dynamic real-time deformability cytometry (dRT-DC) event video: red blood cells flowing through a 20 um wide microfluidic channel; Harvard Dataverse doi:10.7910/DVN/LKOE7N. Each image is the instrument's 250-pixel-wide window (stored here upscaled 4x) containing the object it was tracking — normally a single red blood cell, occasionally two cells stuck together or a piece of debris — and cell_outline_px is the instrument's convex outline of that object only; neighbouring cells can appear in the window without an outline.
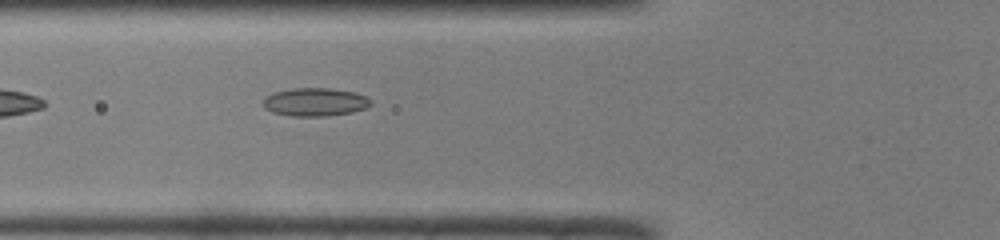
{"species": "common noctule bat (a hibernating species)", "species_latin": "Nyctalus noctula", "temperature_condition": "room temperature", "stored_images_in_passage": 35, "camera_frame_rate_fps": 3000, "um_per_image_px": 0.085, "animal": {"sex": "male", "body_mass_g": 19.0, "forearm_length_mm": 50.8}, "frame": {"image": 1, "passage_image": 4, "time_ms": 1.0, "image_size_px": [1000, 240], "cell_outline_px": [[372, 104], [364, 108], [352, 112], [324, 116], [292, 116], [272, 112], [264, 108], [260, 104], [264, 96], [272, 92], [292, 88], [332, 88], [356, 92], [372, 100]], "centroid_in_image_um": [26.72, 8.66], "position_along_channel_um": 99.1, "area_um2": 17.98}}
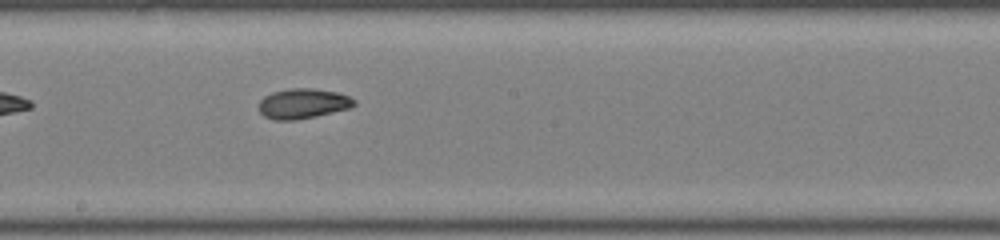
{"frame": {"image": 2, "passage_image": 13, "time_ms": 4.0, "image_size_px": [1000, 240], "cell_outline_px": [[356, 104], [348, 108], [316, 116], [296, 120], [272, 120], [264, 116], [260, 112], [260, 100], [264, 96], [272, 92], [288, 88], [312, 88], [336, 92], [348, 96], [356, 100]], "centroid_in_image_um": [25.73, 8.8], "position_along_channel_um": 222.5, "area_um2": 16.65}}
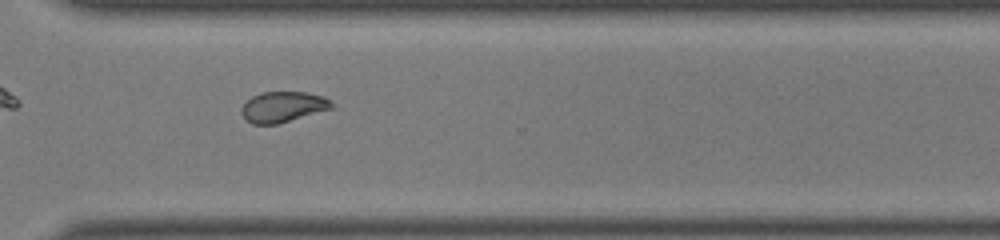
{"frame": {"image": 3, "passage_image": 22, "time_ms": 7.0, "image_size_px": [1000, 240], "cell_outline_px": [[332, 108], [276, 124], [252, 124], [240, 112], [240, 108], [252, 96], [260, 92], [308, 92], [324, 96], [332, 100]], "centroid_in_image_um": [24.05, 9.06], "position_along_channel_um": 346.6, "area_um2": 15.95}, "authors_computed_cell_mechanics": {"area_um2": 16.9354, "velocity_mm_per_s": 4.111, "shape_relaxation_time_tau1_ms": 7.8157, "shape_relaxation_time_tau2_ms": 2.0363, "deformation_change_tau1": 0.1258, "deformation_change_tau2": 0.062}}